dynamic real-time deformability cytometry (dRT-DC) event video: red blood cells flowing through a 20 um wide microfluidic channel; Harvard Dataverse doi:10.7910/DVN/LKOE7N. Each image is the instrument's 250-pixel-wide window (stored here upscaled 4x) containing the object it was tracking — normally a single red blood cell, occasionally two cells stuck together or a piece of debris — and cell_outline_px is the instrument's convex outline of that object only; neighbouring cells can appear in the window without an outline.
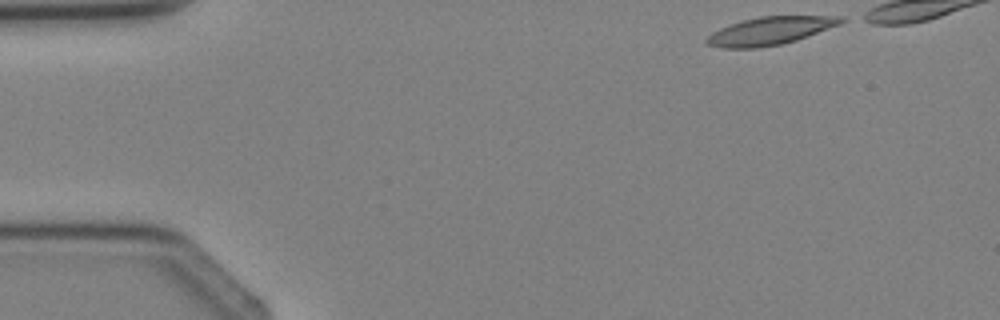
{"species": "Egyptian fruit bat (a non-hibernating species)", "species_latin": "Rousettus aegyptiacus", "temperature_condition": "cold", "stored_images_in_passage": 4, "camera_frame_rate_fps": 3000, "um_per_image_px": 0.085, "animal": {"sex": "female"}, "frame": {"image": 1, "passage_image": 1, "time_ms": 0.0, "image_size_px": [1000, 320], "cell_outline_px": [[848, 20], [840, 24], [796, 40], [780, 44], [756, 48], [720, 48], [708, 44], [704, 40], [712, 32], [720, 28], [744, 20], [760, 16], [844, 16]], "centroid_in_image_um": [65.47, 2.62], "position_along_channel_um": 19.5, "area_um2": 21.68}}